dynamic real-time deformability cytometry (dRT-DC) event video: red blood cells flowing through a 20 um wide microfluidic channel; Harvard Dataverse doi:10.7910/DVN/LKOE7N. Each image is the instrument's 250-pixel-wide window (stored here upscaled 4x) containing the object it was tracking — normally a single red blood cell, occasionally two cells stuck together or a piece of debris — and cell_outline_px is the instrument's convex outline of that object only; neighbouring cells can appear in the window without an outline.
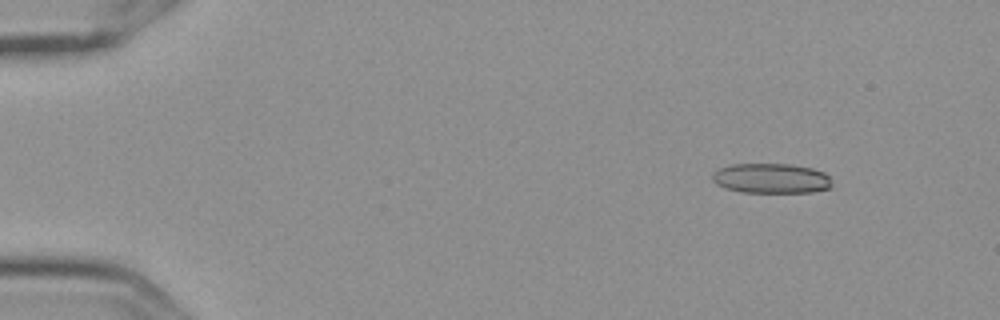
{"species": "Egyptian fruit bat (a non-hibernating species)", "species_latin": "Rousettus aegyptiacus", "temperature_condition": "cold", "stored_images_in_passage": 6, "camera_frame_rate_fps": 3000, "um_per_image_px": 0.085, "frame": {"image": 1, "passage_image": 2, "time_ms": 0.333, "image_size_px": [1000, 320], "cell_outline_px": [[832, 188], [812, 192], [740, 192], [724, 188], [716, 184], [712, 180], [712, 172], [720, 168], [732, 164], [792, 164], [812, 168], [824, 172], [828, 176], [832, 184]], "centroid_in_image_um": [65.54, 15.16], "position_along_channel_um": 19.5, "area_um2": 21.04}}